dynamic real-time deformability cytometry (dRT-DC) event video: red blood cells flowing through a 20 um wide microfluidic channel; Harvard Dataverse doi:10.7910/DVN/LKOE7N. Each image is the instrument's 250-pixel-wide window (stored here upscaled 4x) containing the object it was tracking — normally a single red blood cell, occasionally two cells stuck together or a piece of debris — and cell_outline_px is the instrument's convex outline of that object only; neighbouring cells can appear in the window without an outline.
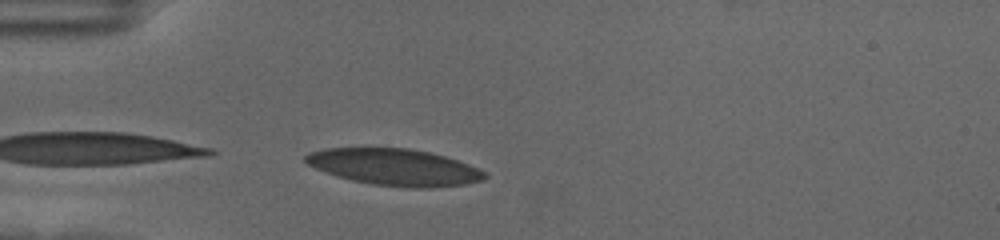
{"species": "human", "species_latin": "Homo sapiens", "temperature_condition": "cold", "stored_images_in_passage": 34, "camera_frame_rate_fps": 3000, "um_per_image_px": 0.085, "donor": {"sex": "female"}, "frame": {"image": 1, "passage_image": 1, "time_ms": 0.0, "image_size_px": [1000, 240], "cell_outline_px": [[488, 176], [484, 180], [464, 184], [424, 188], [412, 188], [372, 184], [352, 180], [336, 176], [316, 168], [308, 164], [304, 160], [304, 156], [308, 152], [328, 148], [408, 148], [428, 152], [444, 156], [468, 164], [488, 172]], "centroid_in_image_um": [33.54, 14.2], "position_along_channel_um": 51.5, "area_um2": 38.09}}
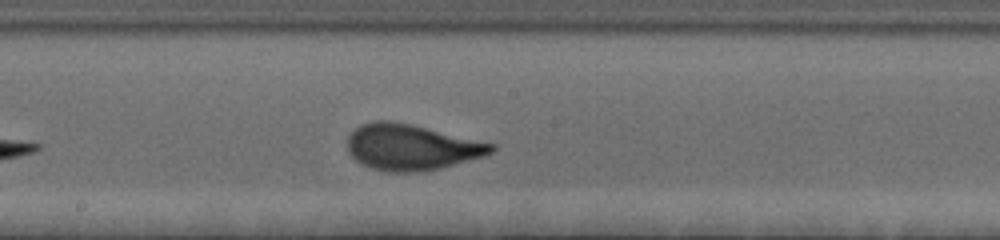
{"frame": {"image": 2, "passage_image": 16, "time_ms": 5.0, "image_size_px": [1000, 240], "cell_outline_px": [[496, 148], [492, 152], [484, 156], [440, 168], [416, 172], [388, 172], [372, 168], [360, 164], [348, 152], [348, 136], [360, 124], [372, 120], [388, 120], [412, 124], [496, 144]], "centroid_in_image_um": [34.95, 12.5], "position_along_channel_um": 213.2, "area_um2": 38.55}}
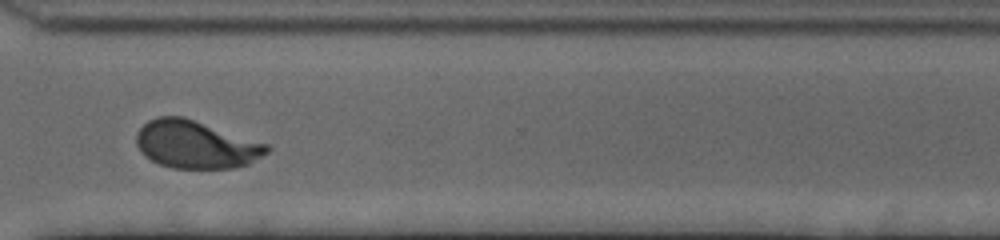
{"frame": {"image": 3, "passage_image": 28, "time_ms": 9.0, "image_size_px": [1000, 240], "cell_outline_px": [[272, 148], [268, 152], [248, 164], [232, 168], [172, 168], [160, 164], [144, 156], [140, 152], [136, 144], [136, 132], [148, 120], [156, 116], [184, 116], [268, 144]], "centroid_in_image_um": [16.62, 12.27], "position_along_channel_um": 354.0, "area_um2": 36.47}, "authors_computed_cell_mechanics": {"area_um2": 37.0209, "velocity_mm_per_s": 3.5143, "shape_relaxation_time_tau1_ms": 4.8518, "shape_relaxation_time_tau2_ms": null, "deformation_change_tau1": 0.1811, "deformation_change_tau2": null}}